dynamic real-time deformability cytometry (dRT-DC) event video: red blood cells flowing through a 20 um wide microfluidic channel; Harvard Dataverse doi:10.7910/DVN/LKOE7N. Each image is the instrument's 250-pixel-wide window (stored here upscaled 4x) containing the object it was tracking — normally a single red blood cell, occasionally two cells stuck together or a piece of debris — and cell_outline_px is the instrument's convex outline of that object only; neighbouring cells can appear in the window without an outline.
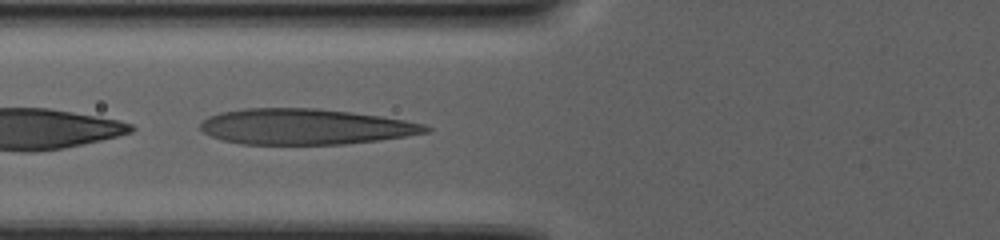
{"species": "human", "species_latin": "Homo sapiens", "temperature_condition": "warm", "stored_images_in_passage": 33, "camera_frame_rate_fps": 3000, "um_per_image_px": 0.085, "donor": {"sex": "male"}, "frame": {"image": 1, "passage_image": 8, "time_ms": 7.333, "image_size_px": [1000, 240], "cell_outline_px": [[432, 128], [428, 132], [380, 140], [344, 144], [240, 144], [224, 140], [212, 136], [204, 132], [200, 128], [200, 124], [208, 116], [220, 112], [244, 108], [316, 108], [380, 116], [404, 120], [424, 124]], "centroid_in_image_um": [25.92, 10.76], "position_along_channel_um": 99.9, "area_um2": 46.7}}
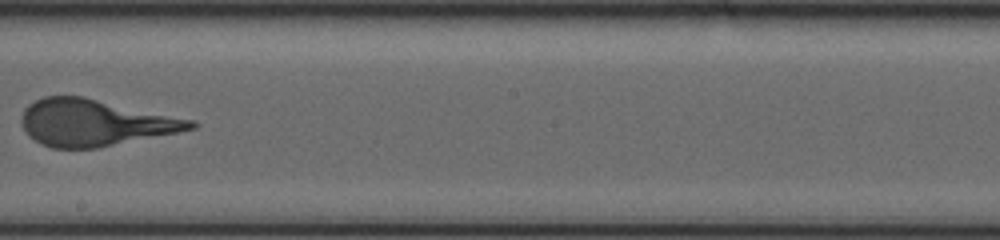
{"frame": {"image": 2, "passage_image": 15, "time_ms": 15.0, "image_size_px": [1000, 240], "cell_outline_px": [[200, 124], [196, 128], [96, 148], [52, 148], [40, 144], [24, 128], [20, 120], [24, 108], [28, 104], [44, 96], [84, 96], [196, 120]], "centroid_in_image_um": [8.08, 10.41], "position_along_channel_um": 240.1, "area_um2": 45.78}}
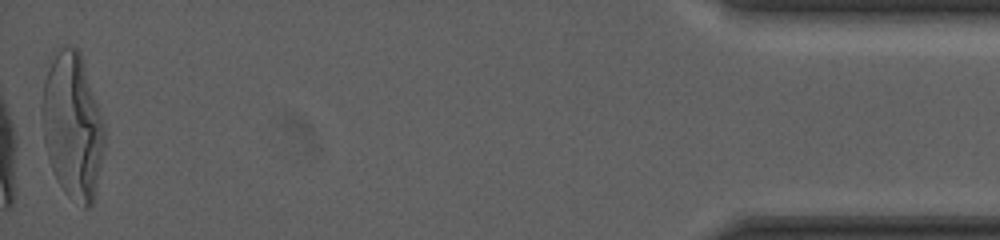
{"frame": {"image": 3, "passage_image": 33, "time_ms": 29.667, "image_size_px": [1000, 240], "cell_outline_px": [[104, 144], [96, 192], [92, 204], [88, 208], [84, 208], [68, 196], [64, 192], [56, 180], [52, 172], [48, 160], [44, 144], [40, 108], [40, 104], [44, 80], [52, 60], [60, 48], [64, 44], [68, 44], [76, 48], [80, 52], [104, 128]], "centroid_in_image_um": [6.12, 10.75], "position_along_channel_um": 429.1, "area_um2": 52.89}}